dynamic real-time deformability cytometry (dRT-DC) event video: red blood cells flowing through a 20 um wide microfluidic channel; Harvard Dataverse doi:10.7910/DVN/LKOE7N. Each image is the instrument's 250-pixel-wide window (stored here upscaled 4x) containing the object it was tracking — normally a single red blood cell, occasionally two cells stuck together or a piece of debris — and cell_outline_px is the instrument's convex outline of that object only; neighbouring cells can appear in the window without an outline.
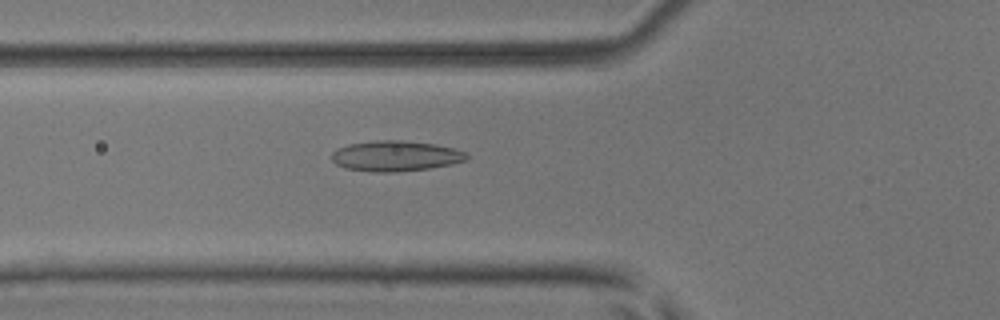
{"species": "common noctule bat (a hibernating species)", "species_latin": "Nyctalus noctula", "temperature_condition": "room temperature", "stored_images_in_passage": 38, "camera_frame_rate_fps": 3000, "um_per_image_px": 0.085, "animal": {"sex": "male", "body_mass_g": 17.9, "forearm_length_mm": 54.2}, "frame": {"image": 1, "passage_image": 5, "time_ms": 1.333, "image_size_px": [1000, 320], "cell_outline_px": [[468, 160], [452, 164], [428, 168], [396, 172], [372, 172], [344, 168], [336, 164], [332, 160], [332, 152], [336, 148], [348, 144], [376, 140], [400, 140], [436, 144], [456, 148], [464, 152], [468, 156]], "centroid_in_image_um": [33.61, 13.25], "position_along_channel_um": 92.2, "area_um2": 24.16}}
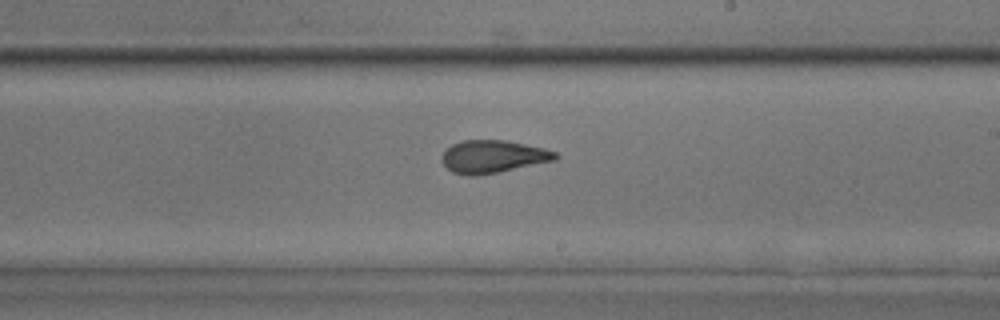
{"frame": {"image": 2, "passage_image": 17, "time_ms": 5.333, "image_size_px": [1000, 320], "cell_outline_px": [[560, 156], [556, 160], [476, 176], [468, 176], [452, 172], [440, 160], [440, 156], [452, 144], [460, 140], [508, 140], [544, 148], [556, 152]], "centroid_in_image_um": [41.89, 13.3], "position_along_channel_um": 247.1, "area_um2": 21.68}}
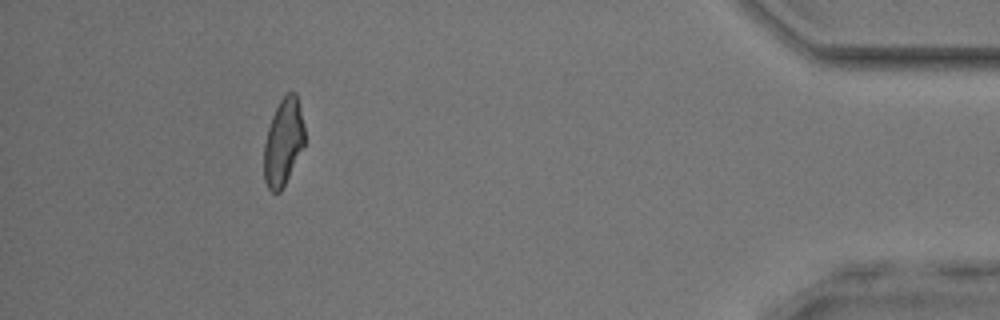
{"frame": {"image": 3, "passage_image": 34, "time_ms": 11.0, "image_size_px": [1000, 320], "cell_outline_px": [[304, 144], [280, 192], [272, 192], [268, 188], [264, 180], [264, 144], [268, 128], [272, 116], [280, 100], [288, 92], [296, 92], [300, 108], [304, 128]], "centroid_in_image_um": [24.06, 12.06], "position_along_channel_um": 411.1, "area_um2": 20.17}, "authors_computed_cell_mechanics": {"area_um2": 21.6172, "velocity_mm_per_s": 3.8813, "shape_relaxation_time_tau1_ms": 6.8542, "shape_relaxation_time_tau2_ms": 2.1267, "deformation_change_tau1": 0.1896, "deformation_change_tau2": 0.0893}}